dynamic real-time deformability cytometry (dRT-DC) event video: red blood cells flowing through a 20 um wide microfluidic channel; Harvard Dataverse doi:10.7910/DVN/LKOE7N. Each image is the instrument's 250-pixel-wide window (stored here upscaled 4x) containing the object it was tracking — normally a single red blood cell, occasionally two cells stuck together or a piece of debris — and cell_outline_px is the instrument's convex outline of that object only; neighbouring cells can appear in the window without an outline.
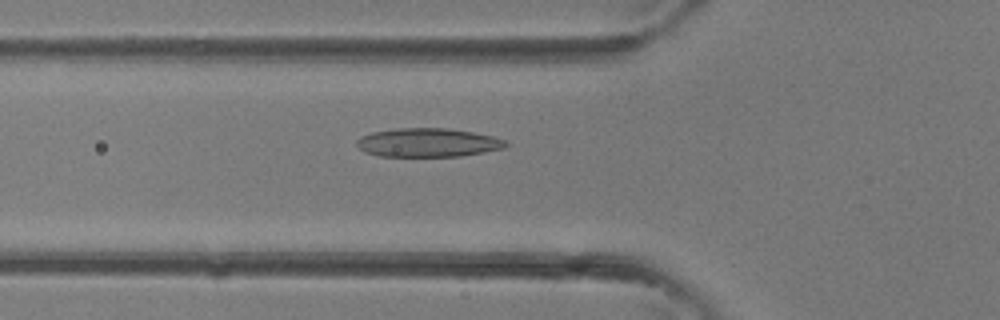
{"species": "common noctule bat (a hibernating species)", "species_latin": "Nyctalus noctula", "temperature_condition": "room temperature", "stored_images_in_passage": 4, "camera_frame_rate_fps": 3000, "um_per_image_px": 0.085, "animal": {"sex": "female"}, "frame": {"image": 1, "passage_image": 4, "time_ms": 1.0, "image_size_px": [1000, 320], "cell_outline_px": [[508, 144], [504, 148], [484, 152], [460, 156], [380, 156], [364, 152], [356, 144], [356, 140], [360, 136], [372, 132], [396, 128], [448, 128], [472, 132], [492, 136], [508, 140]], "centroid_in_image_um": [36.37, 12.11], "position_along_channel_um": 89.4, "area_um2": 25.03}}